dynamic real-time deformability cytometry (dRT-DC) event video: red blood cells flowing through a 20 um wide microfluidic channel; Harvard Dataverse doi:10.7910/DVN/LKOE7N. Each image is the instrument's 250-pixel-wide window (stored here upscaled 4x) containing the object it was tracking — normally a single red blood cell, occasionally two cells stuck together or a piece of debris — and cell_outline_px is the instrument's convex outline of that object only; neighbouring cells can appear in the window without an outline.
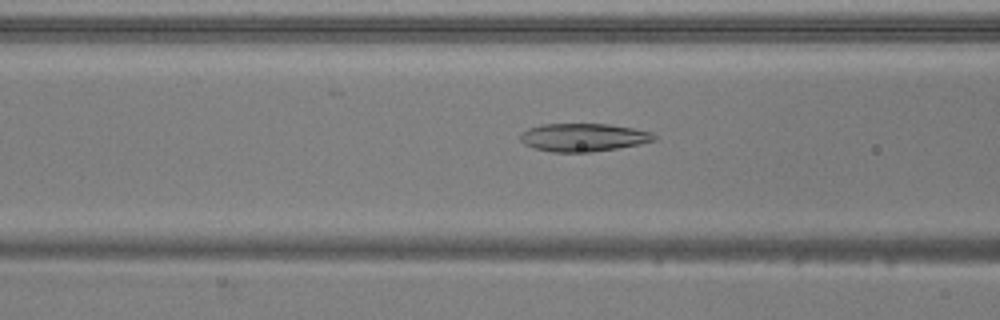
{"species": "common noctule bat (a hibernating species)", "species_latin": "Nyctalus noctula", "temperature_condition": "warm", "stored_images_in_passage": 16, "camera_frame_rate_fps": 3000, "um_per_image_px": 0.085, "animal": {"sex": "male", "body_mass_g": 20.5, "forearm_length_mm": 52.5}, "frame": {"image": 1, "passage_image": 14, "time_ms": 4.333, "image_size_px": [1000, 320], "cell_outline_px": [[656, 140], [640, 144], [592, 152], [552, 152], [536, 148], [524, 144], [520, 140], [520, 136], [528, 128], [540, 124], [608, 124], [632, 128], [652, 132], [656, 136]], "centroid_in_image_um": [49.59, 11.67], "position_along_channel_um": 117.0, "area_um2": 21.79}}